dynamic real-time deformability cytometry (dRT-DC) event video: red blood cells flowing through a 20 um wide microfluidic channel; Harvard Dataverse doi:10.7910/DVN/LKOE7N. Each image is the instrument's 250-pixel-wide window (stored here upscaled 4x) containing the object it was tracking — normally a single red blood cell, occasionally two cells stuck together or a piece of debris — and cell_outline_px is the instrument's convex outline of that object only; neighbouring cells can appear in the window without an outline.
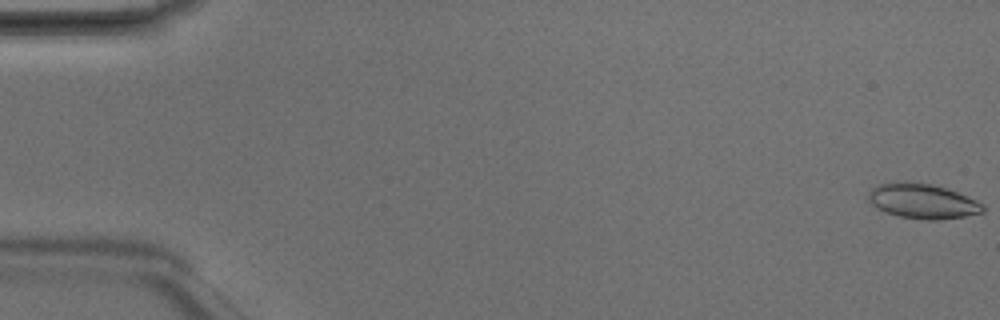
{"species": "Egyptian fruit bat (a non-hibernating species)", "species_latin": "Rousettus aegyptiacus", "temperature_condition": "room temperature", "stored_images_in_passage": 4, "camera_frame_rate_fps": 3000, "um_per_image_px": 0.085, "animal": {"sex": "male"}, "frame": {"image": 1, "passage_image": 1, "time_ms": 0.0, "image_size_px": [1000, 320], "cell_outline_px": [[984, 212], [964, 216], [940, 220], [924, 220], [900, 216], [884, 212], [876, 208], [868, 200], [868, 192], [872, 188], [880, 184], [928, 184], [944, 188], [956, 192], [976, 200], [984, 204]], "centroid_in_image_um": [78.43, 17.15], "position_along_channel_um": 6.6, "area_um2": 22.6}}